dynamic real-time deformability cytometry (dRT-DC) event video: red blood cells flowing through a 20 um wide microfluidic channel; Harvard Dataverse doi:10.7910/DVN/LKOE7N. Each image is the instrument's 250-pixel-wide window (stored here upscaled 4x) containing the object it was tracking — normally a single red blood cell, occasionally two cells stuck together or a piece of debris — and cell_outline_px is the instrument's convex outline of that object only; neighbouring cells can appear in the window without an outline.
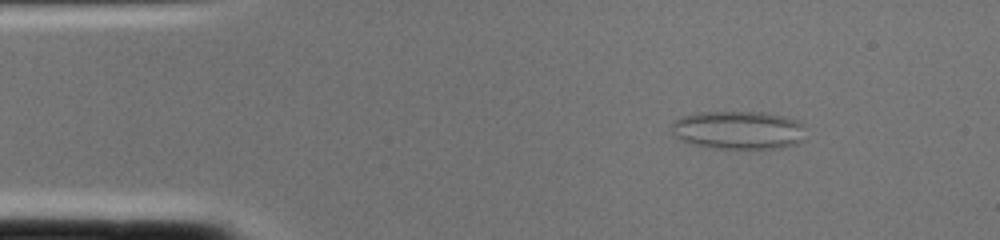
{"species": "common noctule bat (a hibernating species)", "species_latin": "Nyctalus noctula", "temperature_condition": "cold", "stored_images_in_passage": 1, "camera_frame_rate_fps": 3000, "um_per_image_px": 0.085, "animal": {"sex": "female", "body_mass_g": 22.0, "forearm_length_mm": 56.7}, "frame": {"image": 1, "passage_image": 1, "time_ms": 0.0, "image_size_px": [1000, 240], "cell_outline_px": [[804, 140], [796, 144], [780, 148], [716, 148], [692, 144], [680, 140], [672, 136], [672, 120], [696, 112], [764, 112], [784, 116], [796, 120], [804, 124]], "centroid_in_image_um": [62.75, 11.05], "position_along_channel_um": 22.2, "area_um2": 30.23}}